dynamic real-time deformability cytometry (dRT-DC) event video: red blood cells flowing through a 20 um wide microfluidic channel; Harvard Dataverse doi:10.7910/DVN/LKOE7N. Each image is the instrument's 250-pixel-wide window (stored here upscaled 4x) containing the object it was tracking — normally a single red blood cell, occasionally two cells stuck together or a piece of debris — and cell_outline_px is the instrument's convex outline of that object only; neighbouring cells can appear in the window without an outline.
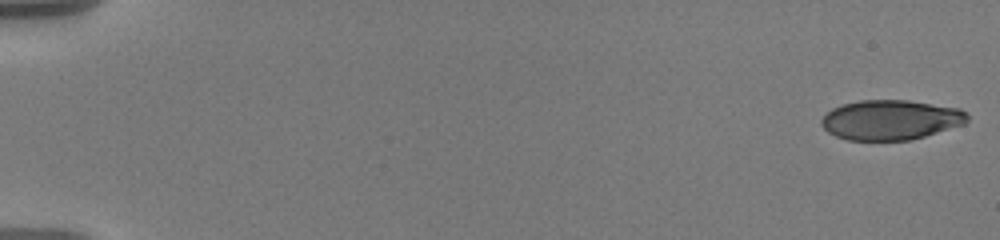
{"species": "human", "species_latin": "Homo sapiens", "temperature_condition": "warm", "stored_images_in_passage": 42, "camera_frame_rate_fps": 3000, "um_per_image_px": 0.085, "donor": {"sex": "male"}, "frame": {"image": 1, "passage_image": 1, "time_ms": 0.0, "image_size_px": [1000, 240], "cell_outline_px": [[968, 120], [964, 124], [924, 136], [908, 140], [848, 140], [836, 136], [828, 132], [820, 124], [820, 120], [832, 108], [844, 104], [860, 100], [908, 100], [960, 108], [968, 116]], "centroid_in_image_um": [75.69, 10.18], "position_along_channel_um": 9.3, "area_um2": 33.76}}
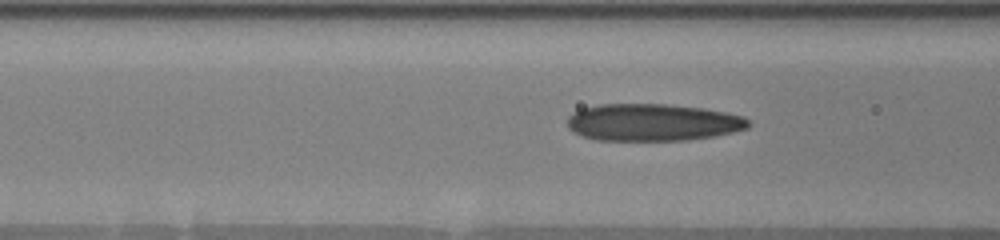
{"frame": {"image": 2, "passage_image": 23, "time_ms": 7.667, "image_size_px": [1000, 240], "cell_outline_px": [[752, 124], [748, 128], [716, 136], [688, 140], [596, 140], [572, 132], [568, 128], [568, 116], [572, 112], [580, 108], [596, 104], [664, 104], [704, 108], [728, 112], [744, 116]], "centroid_in_image_um": [55.49, 10.39], "position_along_channel_um": 111.1, "area_um2": 39.65}}
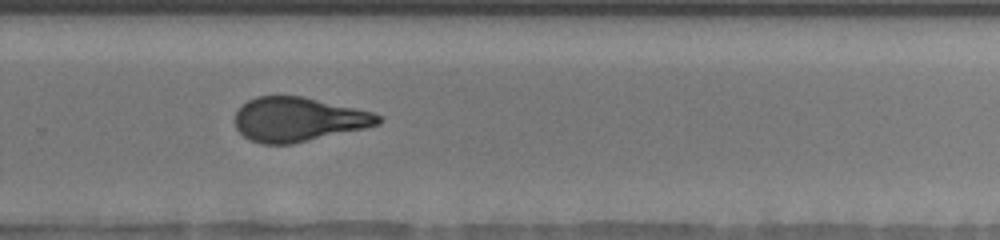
{"frame": {"image": 3, "passage_image": 39, "time_ms": 13.0, "image_size_px": [1000, 240], "cell_outline_px": [[384, 120], [380, 124], [364, 128], [292, 144], [260, 144], [244, 136], [236, 128], [236, 112], [248, 100], [256, 96], [304, 96], [356, 108], [372, 112], [380, 116]], "centroid_in_image_um": [25.37, 10.14], "position_along_channel_um": 304.4, "area_um2": 36.76}}